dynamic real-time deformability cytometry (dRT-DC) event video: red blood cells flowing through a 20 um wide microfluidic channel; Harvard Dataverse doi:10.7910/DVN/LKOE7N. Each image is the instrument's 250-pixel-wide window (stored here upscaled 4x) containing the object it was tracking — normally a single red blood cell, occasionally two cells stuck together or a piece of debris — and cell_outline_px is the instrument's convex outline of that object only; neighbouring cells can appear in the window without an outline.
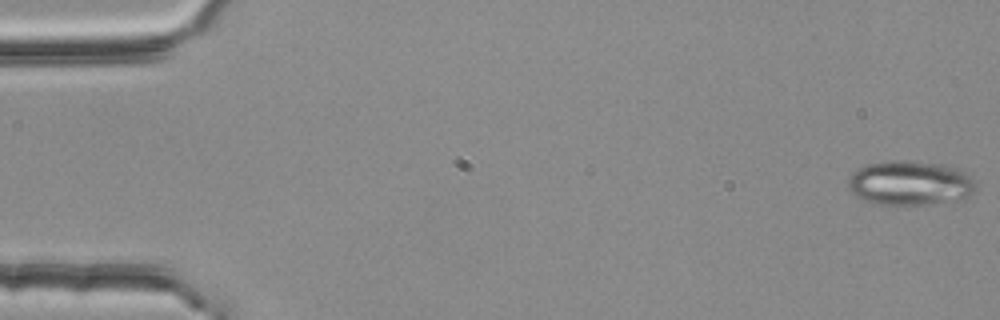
{"species": "common noctule bat (a hibernating species)", "species_latin": "Nyctalus noctula", "temperature_condition": "room temperature", "stored_images_in_passage": 5, "camera_frame_rate_fps": 3000, "um_per_image_px": 0.085, "animal": {"sex": "female", "body_mass_g": 25.1}, "frame": {"image": 1, "passage_image": 1, "time_ms": 0.0, "image_size_px": [1000, 320], "cell_outline_px": [[976, 188], [964, 200], [928, 204], [872, 204], [856, 196], [848, 188], [848, 180], [852, 172], [868, 164], [884, 160], [900, 160], [940, 164], [960, 168], [968, 172], [976, 180]], "centroid_in_image_um": [77.4, 15.55], "position_along_channel_um": 7.6, "area_um2": 33.58}}